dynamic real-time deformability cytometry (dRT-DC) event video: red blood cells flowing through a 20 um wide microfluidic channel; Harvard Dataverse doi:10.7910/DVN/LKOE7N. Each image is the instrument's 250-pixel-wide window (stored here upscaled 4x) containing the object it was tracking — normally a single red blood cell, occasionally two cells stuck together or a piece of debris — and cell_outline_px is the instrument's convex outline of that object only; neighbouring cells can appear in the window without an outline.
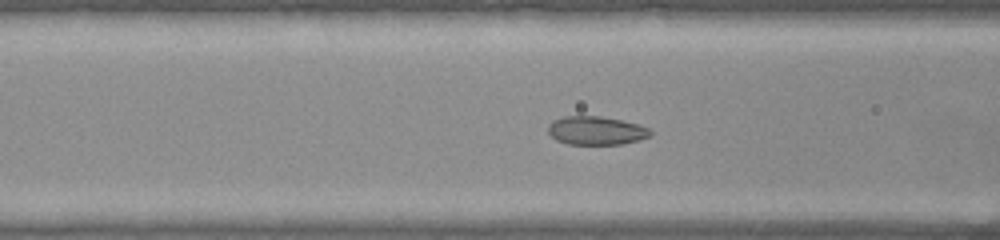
{"species": "common noctule bat (a hibernating species)", "species_latin": "Nyctalus noctula", "temperature_condition": "warm", "stored_images_in_passage": 44, "camera_frame_rate_fps": 3000, "um_per_image_px": 0.085, "animal": {"sex": "female", "body_mass_g": 22.0, "forearm_length_mm": 56.7}, "frame": {"image": 1, "passage_image": 12, "time_ms": 3.667, "image_size_px": [1000, 240], "cell_outline_px": [[652, 136], [640, 140], [624, 144], [568, 144], [556, 140], [548, 132], [548, 124], [564, 116], [600, 116], [640, 124], [648, 128], [652, 132]], "centroid_in_image_um": [50.71, 11.11], "position_along_channel_um": 115.9, "area_um2": 17.05}}
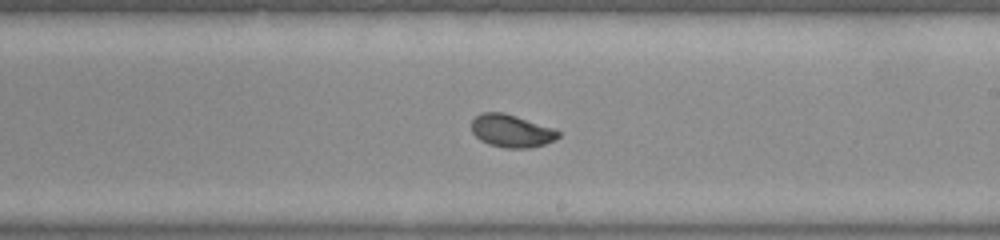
{"frame": {"image": 2, "passage_image": 22, "time_ms": 7.0, "image_size_px": [1000, 240], "cell_outline_px": [[560, 136], [556, 140], [544, 144], [528, 148], [504, 148], [488, 144], [480, 140], [472, 132], [472, 120], [480, 112], [504, 112], [552, 128], [560, 132]], "centroid_in_image_um": [43.46, 11.13], "position_along_channel_um": 245.5, "area_um2": 16.53}}
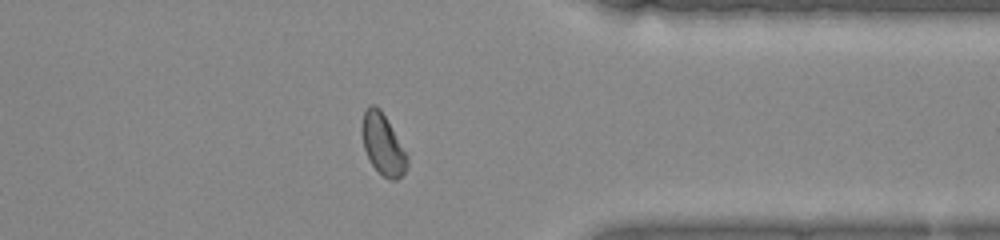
{"frame": {"image": 3, "passage_image": 33, "time_ms": 10.667, "image_size_px": [1000, 240], "cell_outline_px": [[408, 168], [396, 180], [392, 180], [384, 176], [372, 164], [364, 148], [360, 132], [360, 124], [364, 112], [368, 104], [376, 104], [380, 108], [408, 156]], "centroid_in_image_um": [32.51, 12.22], "position_along_channel_um": 378.9, "area_um2": 16.07}, "authors_computed_cell_mechanics": {"area_um2": 16.7909, "velocity_mm_per_s": 3.8987, "shape_relaxation_time_tau1_ms": 4.3648, "shape_relaxation_time_tau2_ms": null, "deformation_change_tau1": 0.1329, "deformation_change_tau2": null}}